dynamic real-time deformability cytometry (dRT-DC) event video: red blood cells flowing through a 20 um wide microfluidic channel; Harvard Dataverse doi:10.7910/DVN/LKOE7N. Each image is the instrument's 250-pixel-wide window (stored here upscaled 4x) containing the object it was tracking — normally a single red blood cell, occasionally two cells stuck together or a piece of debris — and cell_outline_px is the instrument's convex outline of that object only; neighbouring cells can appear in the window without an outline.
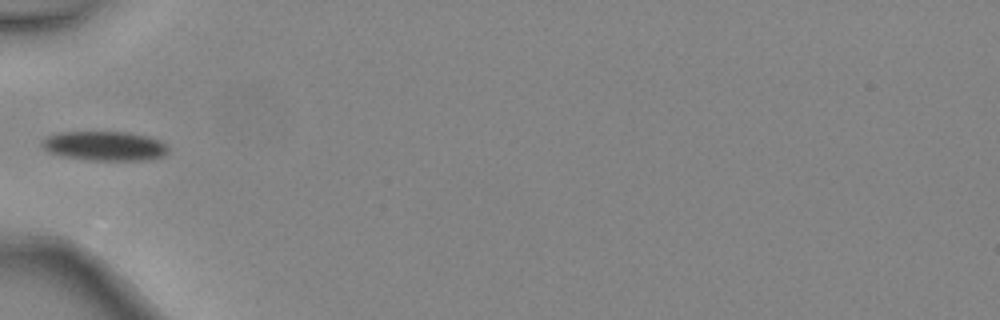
{"species": "common noctule bat (a hibernating species)", "species_latin": "Nyctalus noctula", "temperature_condition": "warm", "stored_images_in_passage": 4, "camera_frame_rate_fps": 3000, "um_per_image_px": 0.085, "animal": {"sex": "female", "body_mass_g": 24.6, "forearm_length_mm": 56.2}, "frame": {"image": 1, "passage_image": 4, "time_ms": 1.0, "image_size_px": [1000, 320], "cell_outline_px": [[168, 152], [164, 156], [148, 160], [88, 160], [60, 156], [48, 152], [40, 144], [44, 136], [60, 132], [128, 132], [148, 136], [160, 140], [168, 148]], "centroid_in_image_um": [8.87, 12.41], "position_along_channel_um": 76.1, "area_um2": 21.91}}